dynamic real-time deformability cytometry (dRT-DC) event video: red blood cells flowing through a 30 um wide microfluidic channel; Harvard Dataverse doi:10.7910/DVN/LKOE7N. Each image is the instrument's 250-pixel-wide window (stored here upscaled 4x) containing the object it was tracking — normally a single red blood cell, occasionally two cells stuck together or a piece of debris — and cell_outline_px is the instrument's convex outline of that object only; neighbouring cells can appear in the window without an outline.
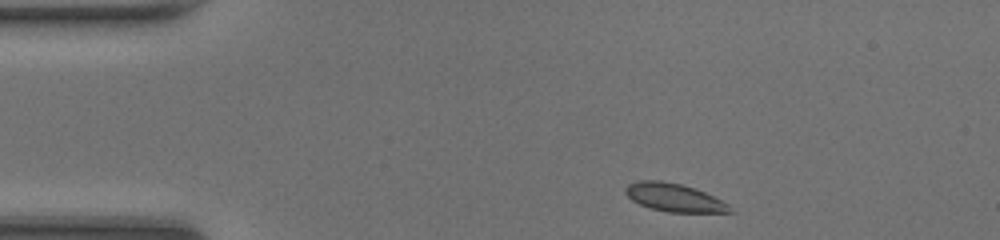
{"species": "common noctule bat (a hibernating species)", "species_latin": "Nyctalus noctula", "temperature_condition": "room temperature", "stored_images_in_passage": 41, "camera_frame_rate_fps": 3000, "um_per_image_px": 0.085, "animal": {"sex": "female", "body_mass_g": 20.0, "forearm_length_mm": 54.0}, "frame": {"image": 1, "passage_image": 1, "time_ms": 0.0, "image_size_px": [1000, 240], "cell_outline_px": [[736, 212], [668, 212], [652, 208], [640, 204], [632, 200], [624, 192], [624, 188], [628, 184], [640, 180], [660, 180], [680, 184], [696, 188], [728, 204]], "centroid_in_image_um": [57.29, 16.78], "position_along_channel_um": 27.7, "area_um2": 16.99}}
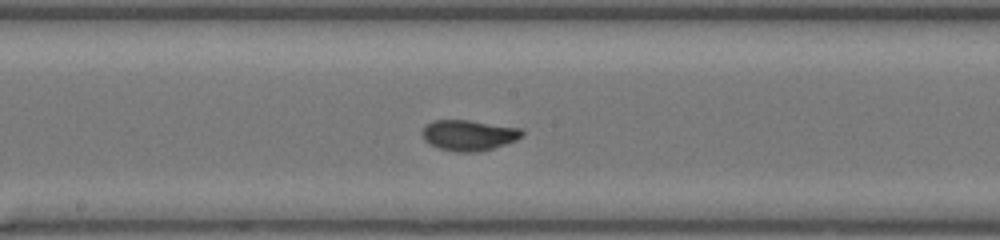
{"frame": {"image": 2, "passage_image": 18, "time_ms": 5.667, "image_size_px": [1000, 240], "cell_outline_px": [[524, 136], [516, 140], [492, 148], [476, 152], [456, 152], [440, 148], [428, 144], [424, 140], [424, 124], [432, 120], [468, 120], [524, 128]], "centroid_in_image_um": [39.87, 11.48], "position_along_channel_um": 208.3, "area_um2": 17.92}}
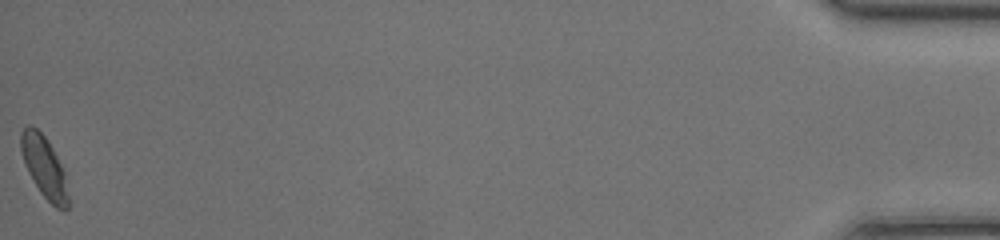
{"frame": {"image": 3, "passage_image": 41, "time_ms": 13.333, "image_size_px": [1000, 240], "cell_outline_px": [[72, 204], [64, 212], [56, 208], [40, 192], [28, 172], [20, 148], [20, 132], [28, 124], [32, 124], [48, 140], [64, 172]], "centroid_in_image_um": [3.79, 14.25], "position_along_channel_um": 431.4, "area_um2": 17.17}, "authors_computed_cell_mechanics": {"area_um2": 17.34, "velocity_mm_per_s": 4.2814, "shape_relaxation_time_tau1_ms": 2.4345, "shape_relaxation_time_tau2_ms": null, "deformation_change_tau1": 0.1385, "deformation_change_tau2": null}}